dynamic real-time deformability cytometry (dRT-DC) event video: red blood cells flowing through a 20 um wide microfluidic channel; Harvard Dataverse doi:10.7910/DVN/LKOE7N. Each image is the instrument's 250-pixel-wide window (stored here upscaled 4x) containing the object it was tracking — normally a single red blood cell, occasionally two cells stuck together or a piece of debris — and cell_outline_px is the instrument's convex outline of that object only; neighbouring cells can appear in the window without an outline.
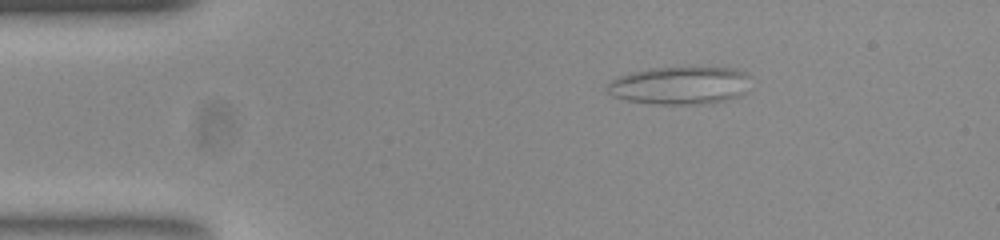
{"species": "common noctule bat (a hibernating species)", "species_latin": "Nyctalus noctula", "temperature_condition": "room temperature", "stored_images_in_passage": 55, "camera_frame_rate_fps": 3000, "um_per_image_px": 0.085, "animal": {"sex": "female", "body_mass_g": 23.0, "forearm_length_mm": 53.4}, "frame": {"image": 1, "passage_image": 9, "time_ms": 2.667, "image_size_px": [1000, 240], "cell_outline_px": [[748, 76], [740, 96], [728, 100], [704, 104], [652, 104], [628, 100], [612, 96], [608, 92], [608, 84], [612, 80], [620, 76], [632, 72], [652, 68], [728, 68], [744, 72]], "centroid_in_image_um": [57.73, 7.28], "position_along_channel_um": 27.3, "area_um2": 30.98}}
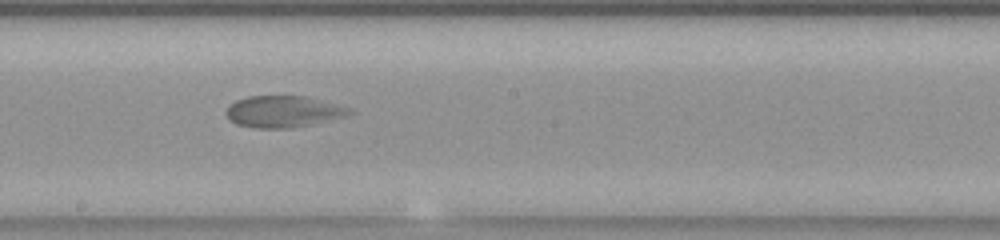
{"frame": {"image": 2, "passage_image": 30, "time_ms": 9.667, "image_size_px": [1000, 240], "cell_outline_px": [[356, 112], [344, 116], [312, 124], [292, 128], [256, 128], [236, 124], [228, 120], [224, 112], [236, 100], [248, 96], [304, 96], [352, 108]], "centroid_in_image_um": [24.06, 9.49], "position_along_channel_um": 224.1, "area_um2": 22.66}}
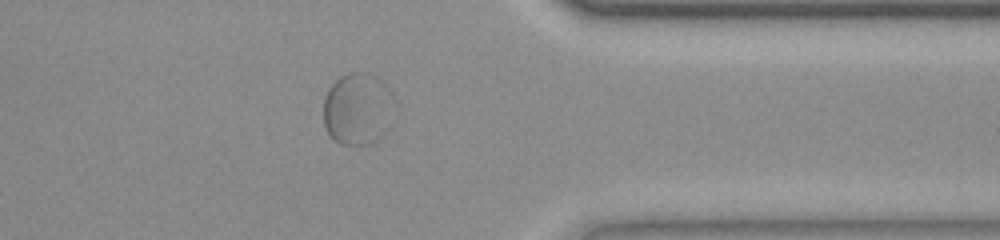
{"frame": {"image": 3, "passage_image": 44, "time_ms": 14.333, "image_size_px": [1000, 240], "cell_outline_px": [[388, 128], [380, 136], [368, 144], [340, 144], [328, 132], [324, 124], [324, 100], [328, 88], [340, 76], [348, 72], [372, 72], [388, 88]], "centroid_in_image_um": [30.31, 9.22], "position_along_channel_um": 381.1, "area_um2": 28.73}}